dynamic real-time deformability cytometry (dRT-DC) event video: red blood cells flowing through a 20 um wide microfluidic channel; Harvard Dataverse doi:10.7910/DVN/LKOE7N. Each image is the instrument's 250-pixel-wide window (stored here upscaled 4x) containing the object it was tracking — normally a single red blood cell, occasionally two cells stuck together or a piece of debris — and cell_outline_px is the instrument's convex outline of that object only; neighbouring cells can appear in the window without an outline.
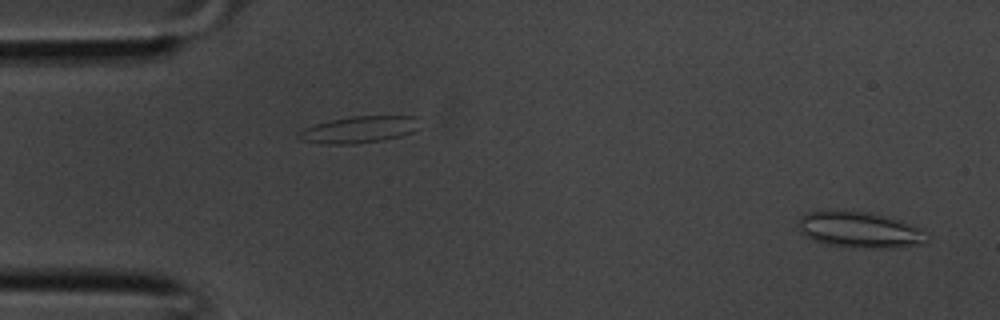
{"species": "common noctule bat (a hibernating species)", "species_latin": "Nyctalus noctula", "temperature_condition": "room temperature", "stored_images_in_passage": 35, "camera_frame_rate_fps": 3000, "um_per_image_px": 0.085, "animal": {"sex": "male", "body_mass_g": 20.1, "forearm_length_mm": 53.5}, "frame": {"image": 1, "passage_image": 1, "time_ms": 0.0, "image_size_px": [1000, 320], "cell_outline_px": [[928, 240], [924, 244], [896, 248], [852, 248], [828, 244], [804, 236], [800, 232], [796, 224], [800, 216], [808, 212], [868, 212], [900, 220], [920, 228], [928, 232]], "centroid_in_image_um": [73.12, 19.57], "position_along_channel_um": 11.9, "area_um2": 26.99}}
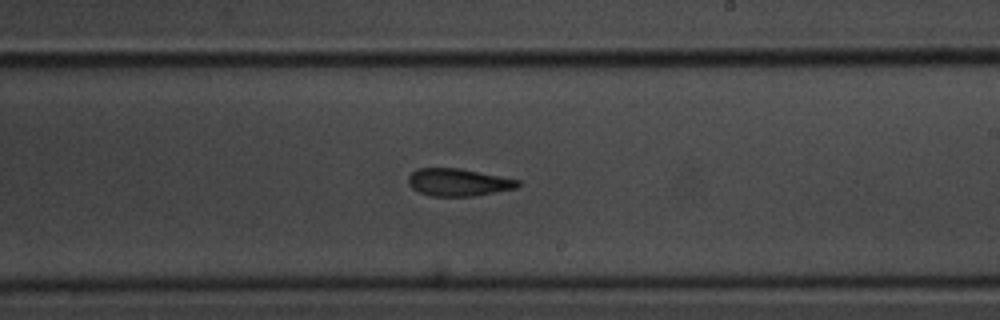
{"frame": {"image": 2, "passage_image": 20, "time_ms": 6.333, "image_size_px": [1000, 320], "cell_outline_px": [[524, 184], [516, 188], [496, 192], [472, 196], [432, 196], [420, 192], [412, 188], [408, 184], [408, 176], [416, 168], [460, 168], [520, 180]], "centroid_in_image_um": [38.97, 15.49], "position_along_channel_um": 250.0, "area_um2": 17.63}}
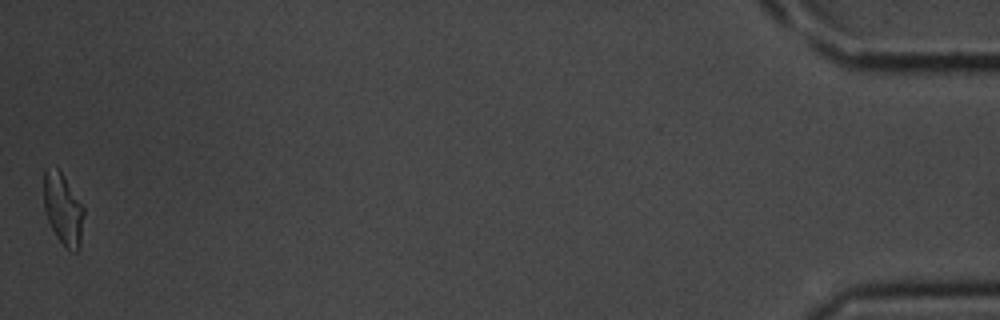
{"frame": {"image": 3, "passage_image": 35, "time_ms": 11.333, "image_size_px": [1000, 320], "cell_outline_px": [[84, 216], [80, 248], [76, 252], [72, 252], [56, 236], [48, 220], [44, 208], [44, 168], [56, 168], [60, 172], [84, 208]], "centroid_in_image_um": [5.36, 17.81], "position_along_channel_um": 429.8, "area_um2": 16.36}}